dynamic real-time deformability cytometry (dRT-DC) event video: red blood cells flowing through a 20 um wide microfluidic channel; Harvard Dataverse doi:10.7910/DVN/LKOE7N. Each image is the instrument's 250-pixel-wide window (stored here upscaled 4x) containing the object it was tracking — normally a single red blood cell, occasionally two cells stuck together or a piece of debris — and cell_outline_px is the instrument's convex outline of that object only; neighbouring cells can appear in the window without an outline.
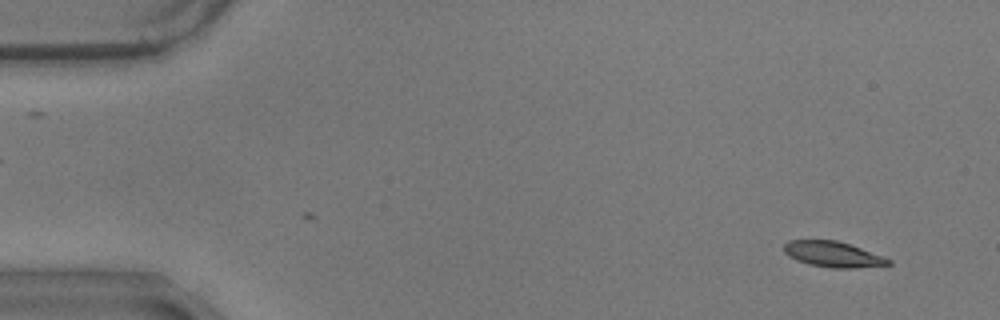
{"species": "common noctule bat (a hibernating species)", "species_latin": "Nyctalus noctula", "temperature_condition": "warm", "stored_images_in_passage": 58, "camera_frame_rate_fps": 3000, "um_per_image_px": 0.085, "animal": {"sex": "male", "body_mass_g": 17.9}, "frame": {"image": 1, "passage_image": 4, "time_ms": 1.0, "image_size_px": [1000, 320], "cell_outline_px": [[892, 264], [856, 268], [832, 268], [808, 264], [796, 260], [788, 256], [784, 252], [784, 244], [788, 240], [836, 240], [884, 256], [892, 260]], "centroid_in_image_um": [70.8, 21.62], "position_along_channel_um": 14.2, "area_um2": 15.61}}
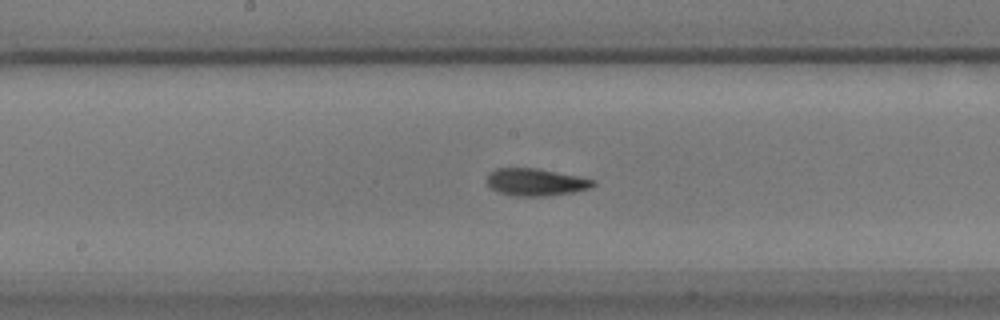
{"frame": {"image": 2, "passage_image": 30, "time_ms": 9.667, "image_size_px": [1000, 320], "cell_outline_px": [[596, 184], [592, 188], [572, 192], [548, 196], [512, 196], [500, 192], [492, 188], [484, 180], [488, 172], [496, 168], [536, 168], [596, 180]], "centroid_in_image_um": [45.51, 15.48], "position_along_channel_um": 202.7, "area_um2": 16.99}}
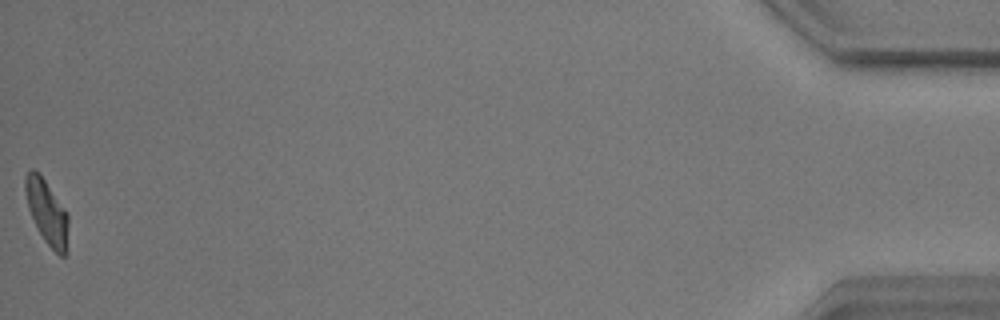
{"frame": {"image": 3, "passage_image": 58, "time_ms": 19.0, "image_size_px": [1000, 320], "cell_outline_px": [[68, 224], [64, 256], [60, 256], [44, 240], [28, 208], [24, 188], [24, 176], [32, 168], [40, 172], [68, 212]], "centroid_in_image_um": [3.97, 17.92], "position_along_channel_um": 431.2, "area_um2": 16.01}, "authors_computed_cell_mechanics": {"area_um2": 16.5308, "velocity_mm_per_s": 3.4866, "shape_relaxation_time_tau1_ms": 6.482, "shape_relaxation_time_tau2_ms": 2.6708, "deformation_change_tau1": 0.1864, "deformation_change_tau2": 0.0827}}